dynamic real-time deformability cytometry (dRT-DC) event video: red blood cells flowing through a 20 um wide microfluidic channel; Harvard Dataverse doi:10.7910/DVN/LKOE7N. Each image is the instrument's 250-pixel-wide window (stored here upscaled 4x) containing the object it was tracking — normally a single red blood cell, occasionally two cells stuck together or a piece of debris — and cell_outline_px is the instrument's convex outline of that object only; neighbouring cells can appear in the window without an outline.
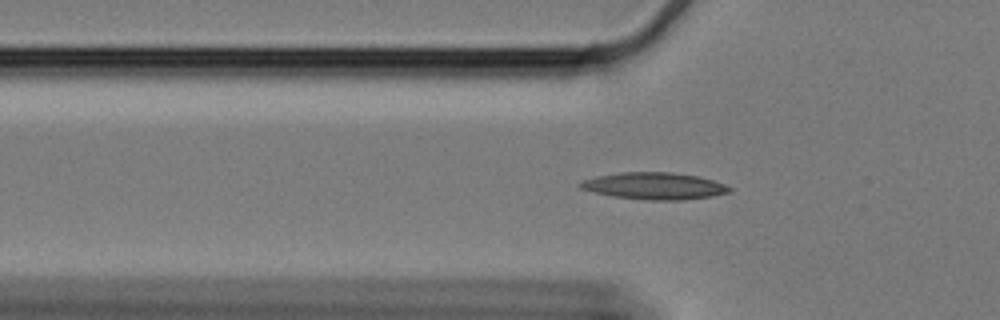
{"species": "Egyptian fruit bat (a non-hibernating species)", "species_latin": "Rousettus aegyptiacus", "temperature_condition": "cold", "stored_images_in_passage": 37, "camera_frame_rate_fps": 3000, "um_per_image_px": 0.085, "animal": {"sex": "female"}, "frame": {"image": 1, "passage_image": 7, "time_ms": 2.0, "image_size_px": [1000, 320], "cell_outline_px": [[732, 188], [728, 192], [712, 196], [680, 200], [648, 200], [612, 196], [592, 192], [580, 188], [576, 184], [580, 180], [596, 176], [620, 172], [672, 172], [700, 176], [724, 184]], "centroid_in_image_um": [55.55, 15.8], "position_along_channel_um": 70.2, "area_um2": 23.52}}
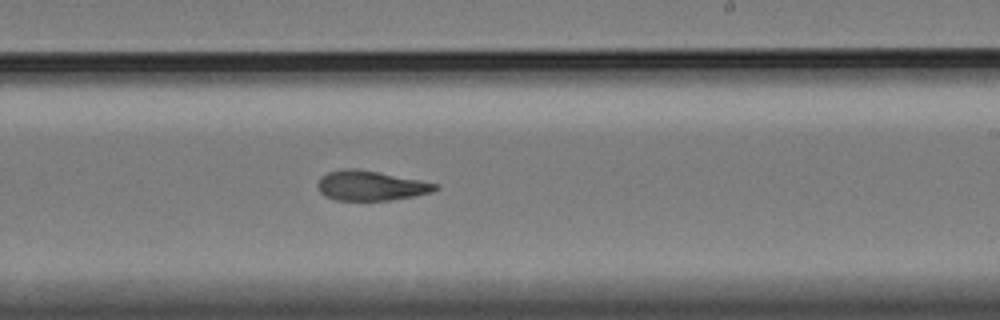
{"frame": {"image": 2, "passage_image": 24, "time_ms": 7.667, "image_size_px": [1000, 320], "cell_outline_px": [[440, 188], [432, 192], [392, 200], [336, 200], [324, 196], [320, 192], [316, 184], [320, 176], [328, 172], [340, 168], [356, 168], [436, 184]], "centroid_in_image_um": [31.42, 15.78], "position_along_channel_um": 257.6, "area_um2": 20.23}}
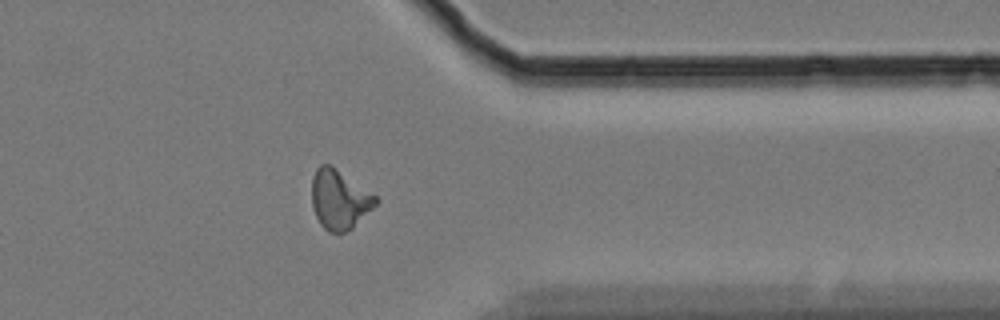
{"frame": {"image": 3, "passage_image": 36, "time_ms": 11.667, "image_size_px": [1000, 320], "cell_outline_px": [[380, 200], [352, 228], [344, 232], [328, 232], [320, 224], [312, 208], [312, 176], [316, 168], [320, 164], [332, 164], [376, 196]], "centroid_in_image_um": [28.82, 16.93], "position_along_channel_um": 382.6, "area_um2": 22.14}}